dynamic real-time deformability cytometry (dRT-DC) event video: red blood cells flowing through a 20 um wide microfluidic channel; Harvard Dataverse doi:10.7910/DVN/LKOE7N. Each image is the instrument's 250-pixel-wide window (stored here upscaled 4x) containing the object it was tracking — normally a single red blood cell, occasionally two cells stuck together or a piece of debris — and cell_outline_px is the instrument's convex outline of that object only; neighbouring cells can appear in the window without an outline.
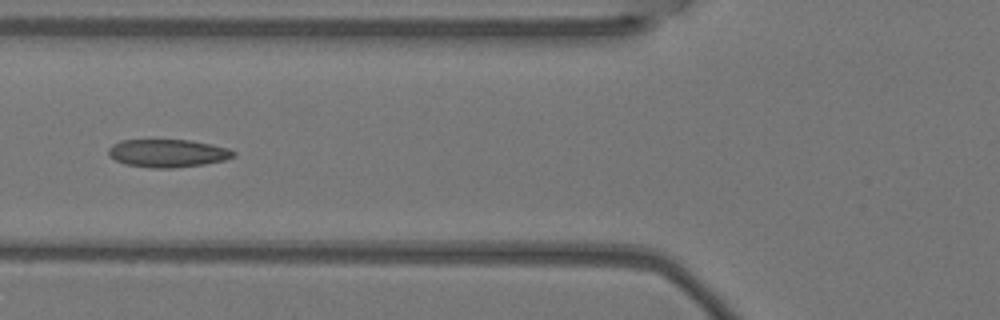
{"species": "Egyptian fruit bat (a non-hibernating species)", "species_latin": "Rousettus aegyptiacus", "temperature_condition": "warm", "stored_images_in_passage": 7, "camera_frame_rate_fps": 3000, "um_per_image_px": 0.085, "animal": {"sex": "female"}, "frame": {"image": 1, "passage_image": 5, "time_ms": 1.333, "image_size_px": [1000, 320], "cell_outline_px": [[236, 156], [224, 160], [204, 164], [172, 168], [152, 168], [124, 164], [108, 156], [108, 148], [112, 144], [120, 140], [192, 140], [228, 148], [236, 152]], "centroid_in_image_um": [14.24, 13.02], "position_along_channel_um": 111.6, "area_um2": 20.46}}
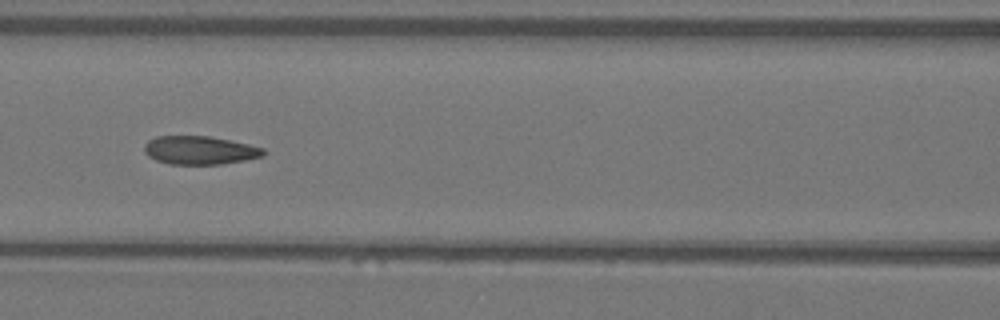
{"frame": {"image": 2, "passage_image": 6, "time_ms": 1.667, "image_size_px": [1000, 320], "cell_outline_px": [[264, 156], [244, 160], [220, 164], [168, 164], [156, 160], [148, 156], [144, 152], [144, 144], [148, 140], [156, 136], [208, 136], [248, 144], [264, 148]], "centroid_in_image_um": [16.94, 12.77], "position_along_channel_um": 149.7, "area_um2": 19.65}}
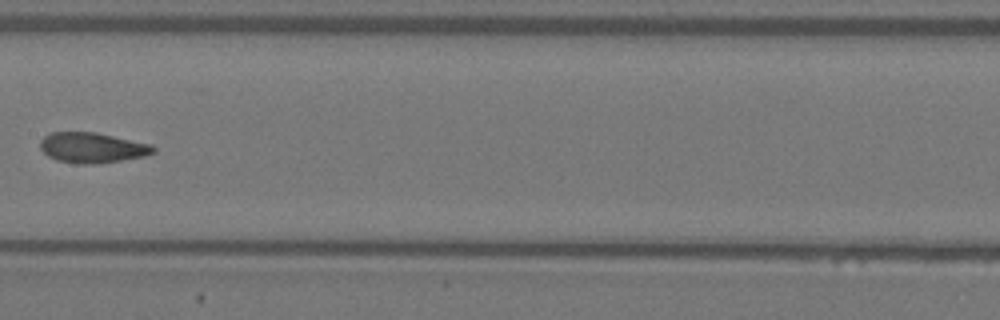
{"frame": {"image": 3, "passage_image": 7, "time_ms": 2.0, "image_size_px": [1000, 320], "cell_outline_px": [[156, 152], [144, 156], [120, 160], [92, 164], [80, 164], [56, 160], [48, 156], [40, 148], [40, 140], [48, 132], [96, 132], [152, 144], [156, 148]], "centroid_in_image_um": [7.83, 12.54], "position_along_channel_um": 199.6, "area_um2": 20.06}}